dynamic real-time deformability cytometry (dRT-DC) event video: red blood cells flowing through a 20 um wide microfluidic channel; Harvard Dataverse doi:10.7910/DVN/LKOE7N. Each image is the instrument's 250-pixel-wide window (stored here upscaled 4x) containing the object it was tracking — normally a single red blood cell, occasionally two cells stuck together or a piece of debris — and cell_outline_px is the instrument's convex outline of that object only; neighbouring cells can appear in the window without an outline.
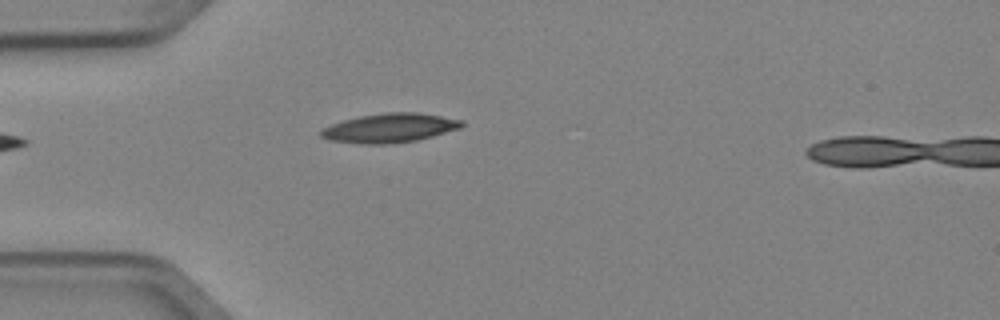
{"species": "Egyptian fruit bat (a non-hibernating species)", "species_latin": "Rousettus aegyptiacus", "temperature_condition": "cold", "stored_images_in_passage": 3, "camera_frame_rate_fps": 3000, "um_per_image_px": 0.085, "animal": {"sex": "female"}, "frame": {"image": 1, "passage_image": 3, "time_ms": 0.667, "image_size_px": [1000, 320], "cell_outline_px": [[464, 124], [460, 128], [432, 136], [416, 140], [392, 144], [364, 144], [328, 140], [320, 136], [320, 132], [324, 128], [332, 124], [344, 120], [360, 116], [384, 112], [416, 112], [464, 120]], "centroid_in_image_um": [33.13, 10.88], "position_along_channel_um": 51.9, "area_um2": 23.81}}